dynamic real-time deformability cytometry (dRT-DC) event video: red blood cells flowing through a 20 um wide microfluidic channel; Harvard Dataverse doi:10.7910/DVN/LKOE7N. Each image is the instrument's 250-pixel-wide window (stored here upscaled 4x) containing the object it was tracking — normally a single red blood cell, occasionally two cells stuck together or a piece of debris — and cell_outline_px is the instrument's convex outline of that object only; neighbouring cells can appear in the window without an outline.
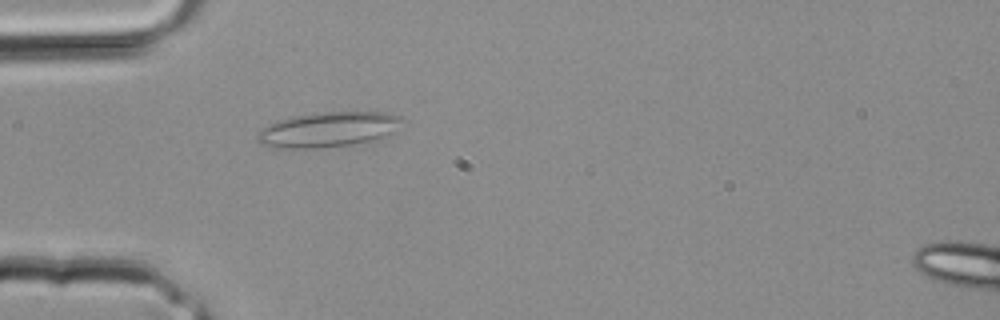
{"species": "common noctule bat (a hibernating species)", "species_latin": "Nyctalus noctula", "temperature_condition": "room temperature", "stored_images_in_passage": 30, "camera_frame_rate_fps": 3000, "um_per_image_px": 0.085, "animal": {"sex": "male", "body_mass_g": 20.4}, "frame": {"image": 1, "passage_image": 6, "time_ms": 1.667, "image_size_px": [1000, 320], "cell_outline_px": [[404, 120], [392, 136], [368, 144], [320, 148], [288, 148], [260, 144], [256, 136], [268, 124], [276, 120], [292, 116], [316, 112], [388, 112], [400, 116]], "centroid_in_image_um": [28.03, 11.02], "position_along_channel_um": 57.0, "area_um2": 30.52}}
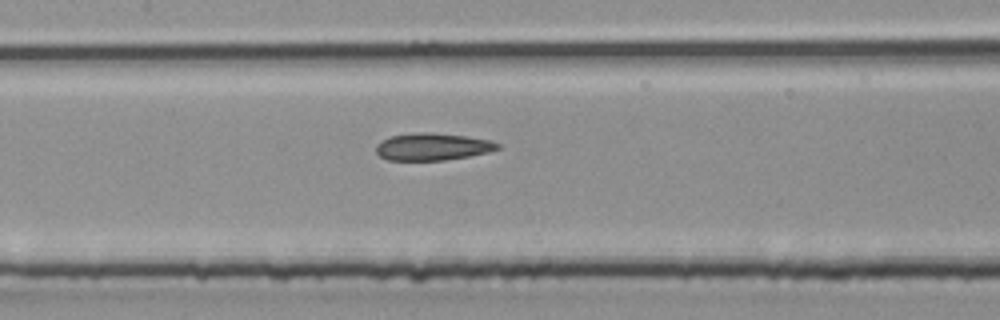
{"frame": {"image": 2, "passage_image": 12, "time_ms": 3.667, "image_size_px": [1000, 320], "cell_outline_px": [[500, 148], [488, 152], [468, 156], [444, 160], [388, 160], [380, 156], [376, 152], [376, 144], [392, 136], [412, 132], [432, 132], [468, 136], [492, 140], [500, 144]], "centroid_in_image_um": [36.79, 12.46], "position_along_channel_um": 170.6, "area_um2": 19.36}}
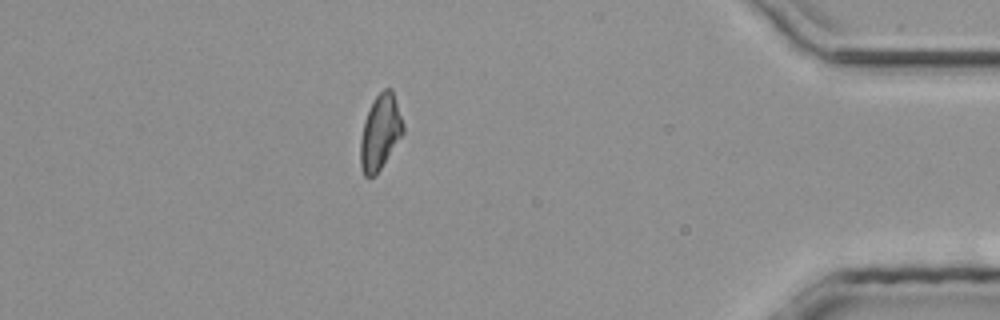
{"frame": {"image": 3, "passage_image": 26, "time_ms": 8.333, "image_size_px": [1000, 320], "cell_outline_px": [[404, 132], [376, 176], [364, 176], [360, 164], [360, 140], [364, 120], [372, 100], [384, 88], [392, 88], [404, 124]], "centroid_in_image_um": [32.31, 11.23], "position_along_channel_um": 402.9, "area_um2": 18.79}}